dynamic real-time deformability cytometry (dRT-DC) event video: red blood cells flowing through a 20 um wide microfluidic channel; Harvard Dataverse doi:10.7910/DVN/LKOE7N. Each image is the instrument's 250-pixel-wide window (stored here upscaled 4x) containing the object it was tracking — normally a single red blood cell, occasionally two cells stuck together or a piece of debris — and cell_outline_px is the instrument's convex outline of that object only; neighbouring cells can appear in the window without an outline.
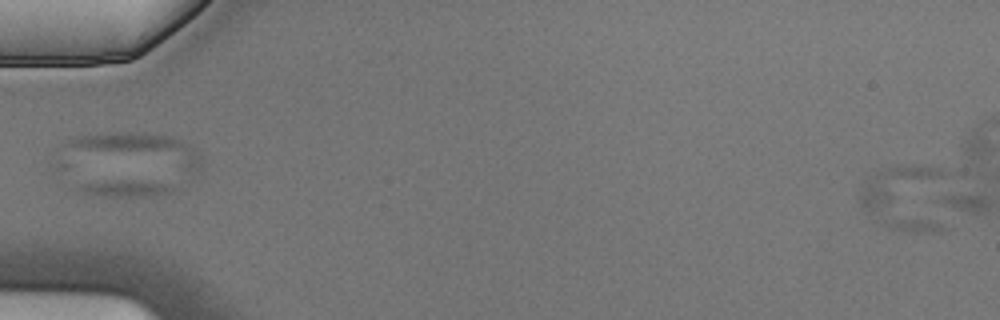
{"species": "Egyptian fruit bat (a non-hibernating species)", "species_latin": "Rousettus aegyptiacus", "temperature_condition": "cold", "stored_images_in_passage": 6, "camera_frame_rate_fps": 3000, "um_per_image_px": 0.085, "animal": {"sex": "male"}, "frame": {"image": 1, "passage_image": 6, "time_ms": 1.667, "image_size_px": [1000, 320], "cell_outline_px": [[948, 176], [944, 228], [932, 232], [912, 232], [888, 228], [876, 220], [860, 204], [856, 192], [860, 184], [880, 168], [896, 164], [908, 164], [940, 168], [948, 172]], "centroid_in_image_um": [77.05, 16.77], "position_along_channel_um": 8.0, "area_um2": 36.36}}